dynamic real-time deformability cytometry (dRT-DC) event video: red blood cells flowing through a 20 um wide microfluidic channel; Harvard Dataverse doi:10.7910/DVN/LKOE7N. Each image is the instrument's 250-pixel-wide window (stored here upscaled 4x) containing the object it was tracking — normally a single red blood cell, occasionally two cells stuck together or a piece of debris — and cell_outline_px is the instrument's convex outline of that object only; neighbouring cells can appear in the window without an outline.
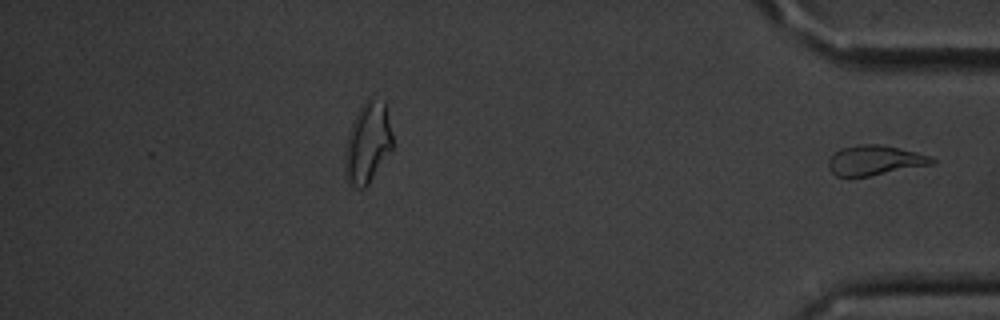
{"species": "common noctule bat (a hibernating species)", "species_latin": "Nyctalus noctula", "temperature_condition": "cold", "stored_images_in_passage": 49, "segment_of_instrument_passage": [2, 2], "camera_frame_rate_fps": 3000, "um_per_image_px": 0.085, "animal": {"sex": "male", "body_mass_g": 20.1, "forearm_length_mm": 53.5}, "frame": {"image": 1, "passage_image": 49, "time_ms": 16.0, "image_size_px": [1000, 320], "cell_outline_px": [[936, 164], [868, 176], [836, 176], [828, 168], [828, 160], [840, 148], [860, 144], [880, 144], [928, 156], [936, 160]], "centroid_in_image_um": [74.34, 13.63], "position_along_channel_um": 360.9, "area_um2": 17.74}}